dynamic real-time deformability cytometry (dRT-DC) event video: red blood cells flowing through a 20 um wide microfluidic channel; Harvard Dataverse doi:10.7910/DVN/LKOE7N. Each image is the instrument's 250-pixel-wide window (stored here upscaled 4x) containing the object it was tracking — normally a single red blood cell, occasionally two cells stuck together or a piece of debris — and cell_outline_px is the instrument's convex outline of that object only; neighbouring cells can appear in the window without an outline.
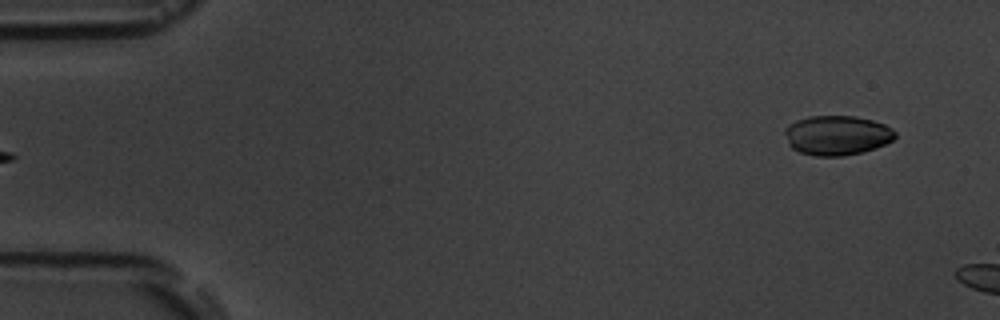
{"species": "common noctule bat (a hibernating species)", "species_latin": "Nyctalus noctula", "temperature_condition": "room temperature", "stored_images_in_passage": 6, "segment_of_instrument_passage": [2, 2], "camera_frame_rate_fps": 3000, "um_per_image_px": 0.085, "animal": {"sex": "male", "body_mass_g": 19.5, "forearm_length_mm": 54.6}, "frame": {"image": 1, "passage_image": 6, "time_ms": 5.667, "image_size_px": [1000, 320], "cell_outline_px": [[896, 136], [892, 140], [876, 148], [860, 152], [840, 156], [816, 156], [800, 152], [792, 148], [788, 144], [784, 132], [784, 128], [788, 124], [796, 120], [808, 116], [856, 116], [872, 120], [884, 124], [892, 128], [896, 132]], "centroid_in_image_um": [71.12, 11.49], "position_along_channel_um": 13.9, "area_um2": 25.55}}